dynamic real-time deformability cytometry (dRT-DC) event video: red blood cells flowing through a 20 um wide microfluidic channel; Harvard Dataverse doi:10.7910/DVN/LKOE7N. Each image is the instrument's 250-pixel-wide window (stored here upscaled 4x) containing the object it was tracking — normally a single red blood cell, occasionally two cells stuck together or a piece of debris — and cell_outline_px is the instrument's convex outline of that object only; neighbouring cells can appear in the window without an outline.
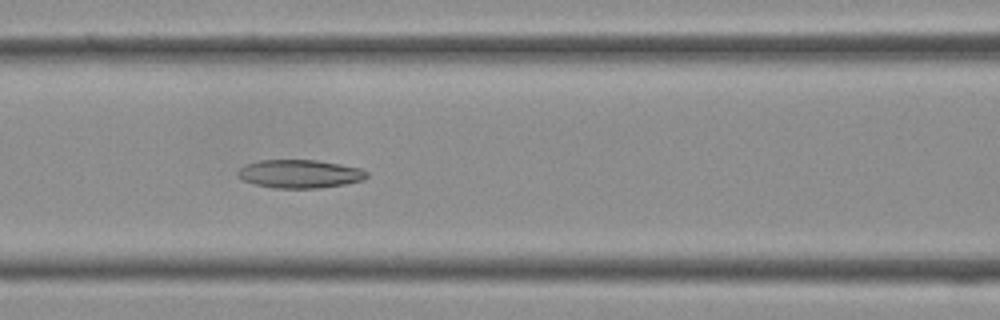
{"species": "Egyptian fruit bat (a non-hibernating species)", "species_latin": "Rousettus aegyptiacus", "temperature_condition": "cold", "stored_images_in_passage": 27, "camera_frame_rate_fps": 3000, "um_per_image_px": 0.085, "frame": {"image": 1, "passage_image": 10, "time_ms": 3.0, "image_size_px": [1000, 320], "cell_outline_px": [[368, 176], [364, 180], [344, 184], [320, 188], [272, 188], [256, 184], [244, 180], [236, 176], [236, 172], [244, 164], [260, 160], [316, 160], [340, 164], [360, 168], [368, 172]], "centroid_in_image_um": [25.47, 14.77], "position_along_channel_um": 141.1, "area_um2": 21.39}}
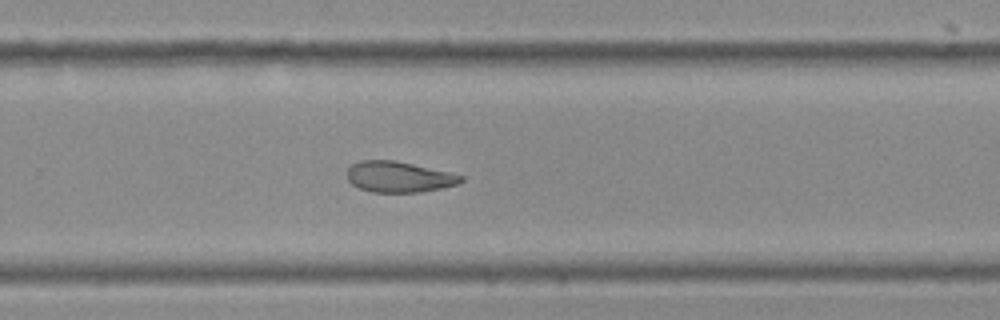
{"frame": {"image": 2, "passage_image": 19, "time_ms": 6.0, "image_size_px": [1000, 320], "cell_outline_px": [[464, 180], [456, 184], [440, 188], [416, 192], [372, 192], [360, 188], [352, 184], [348, 180], [348, 168], [352, 164], [360, 160], [396, 160], [448, 172], [464, 176]], "centroid_in_image_um": [33.88, 15.02], "position_along_channel_um": 295.9, "area_um2": 20.23}}
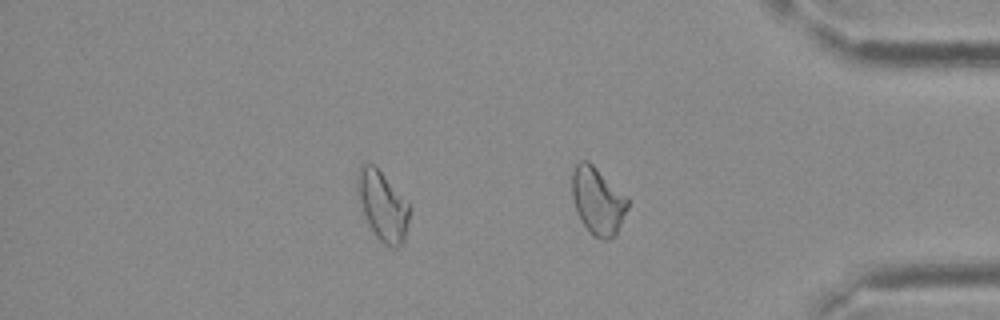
{"frame": {"image": 3, "passage_image": 25, "time_ms": 8.0, "image_size_px": [1000, 320], "cell_outline_px": [[408, 220], [404, 240], [396, 248], [392, 248], [384, 244], [376, 236], [360, 208], [356, 196], [356, 172], [360, 164], [372, 164], [380, 172], [408, 204]], "centroid_in_image_um": [32.44, 17.49], "position_along_channel_um": 402.8, "area_um2": 20.69}}